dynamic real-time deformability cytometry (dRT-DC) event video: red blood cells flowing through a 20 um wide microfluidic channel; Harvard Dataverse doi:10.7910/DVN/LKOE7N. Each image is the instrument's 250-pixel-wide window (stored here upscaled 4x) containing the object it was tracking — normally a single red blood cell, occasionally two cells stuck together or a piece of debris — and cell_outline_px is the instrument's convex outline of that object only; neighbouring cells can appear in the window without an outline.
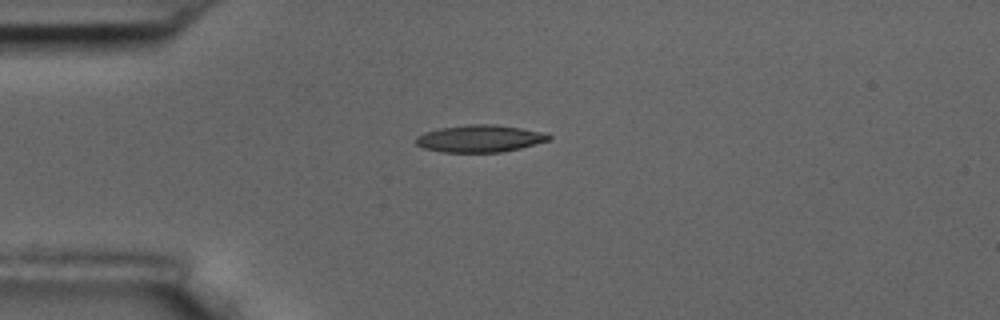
{"species": "common noctule bat (a hibernating species)", "species_latin": "Nyctalus noctula", "temperature_condition": "room temperature", "stored_images_in_passage": 8, "camera_frame_rate_fps": 3000, "um_per_image_px": 0.085, "animal": {"sex": "male", "body_mass_g": 17.5, "forearm_length_mm": 52.3}, "frame": {"image": 1, "passage_image": 1, "time_ms": 0.0, "image_size_px": [1000, 320], "cell_outline_px": [[552, 136], [548, 140], [520, 148], [500, 152], [444, 152], [424, 148], [416, 144], [416, 136], [424, 132], [440, 128], [468, 124], [496, 124], [548, 132]], "centroid_in_image_um": [40.8, 11.76], "position_along_channel_um": 44.2, "area_um2": 21.1}}
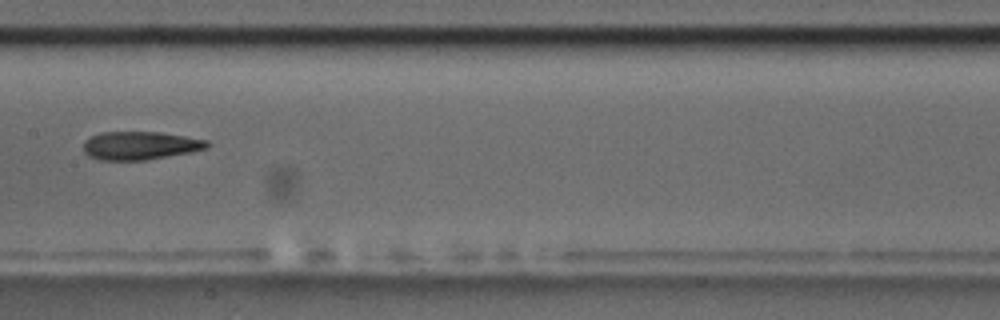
{"frame": {"image": 2, "passage_image": 5, "time_ms": 4.667, "image_size_px": [1000, 320], "cell_outline_px": [[212, 144], [208, 148], [192, 152], [148, 160], [100, 160], [88, 156], [84, 152], [84, 140], [100, 132], [160, 132], [208, 140]], "centroid_in_image_um": [11.94, 12.38], "position_along_channel_um": 195.5, "area_um2": 20.58}}
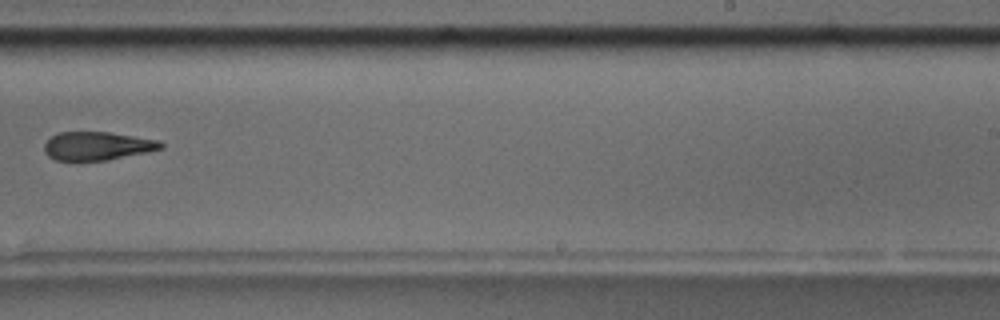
{"frame": {"image": 3, "passage_image": 7, "time_ms": 7.0, "image_size_px": [1000, 320], "cell_outline_px": [[164, 148], [108, 160], [56, 160], [48, 156], [44, 152], [44, 144], [56, 132], [108, 132], [160, 140], [164, 144]], "centroid_in_image_um": [8.27, 12.4], "position_along_channel_um": 280.7, "area_um2": 19.25}}